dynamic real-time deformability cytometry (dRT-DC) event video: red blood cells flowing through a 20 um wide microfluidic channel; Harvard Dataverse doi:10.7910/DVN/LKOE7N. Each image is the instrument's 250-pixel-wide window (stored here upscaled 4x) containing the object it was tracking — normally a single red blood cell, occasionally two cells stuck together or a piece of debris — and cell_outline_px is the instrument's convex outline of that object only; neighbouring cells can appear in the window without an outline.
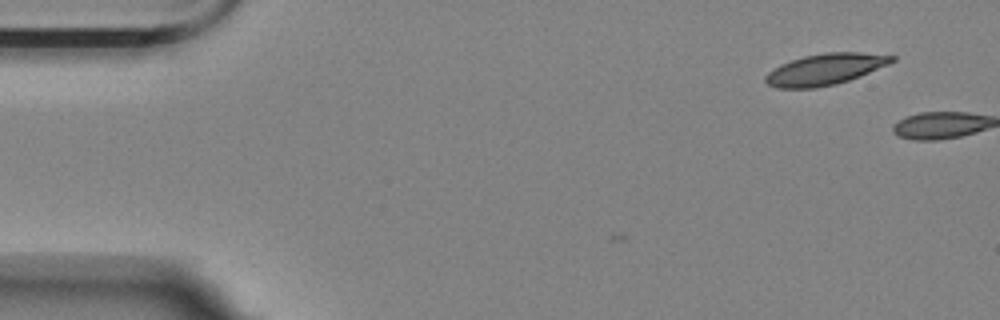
{"species": "Egyptian fruit bat (a non-hibernating species)", "species_latin": "Rousettus aegyptiacus", "temperature_condition": "room temperature", "stored_images_in_passage": 2, "camera_frame_rate_fps": 3000, "um_per_image_px": 0.085, "animal": {"sex": "female"}, "frame": {"image": 1, "passage_image": 1, "time_ms": 0.0, "image_size_px": [1000, 320], "cell_outline_px": [[896, 60], [888, 64], [860, 76], [836, 84], [816, 88], [776, 88], [768, 84], [764, 80], [764, 76], [768, 72], [780, 64], [804, 56], [824, 52], [860, 52], [896, 56]], "centroid_in_image_um": [70.12, 5.89], "position_along_channel_um": 14.9, "area_um2": 23.0}}